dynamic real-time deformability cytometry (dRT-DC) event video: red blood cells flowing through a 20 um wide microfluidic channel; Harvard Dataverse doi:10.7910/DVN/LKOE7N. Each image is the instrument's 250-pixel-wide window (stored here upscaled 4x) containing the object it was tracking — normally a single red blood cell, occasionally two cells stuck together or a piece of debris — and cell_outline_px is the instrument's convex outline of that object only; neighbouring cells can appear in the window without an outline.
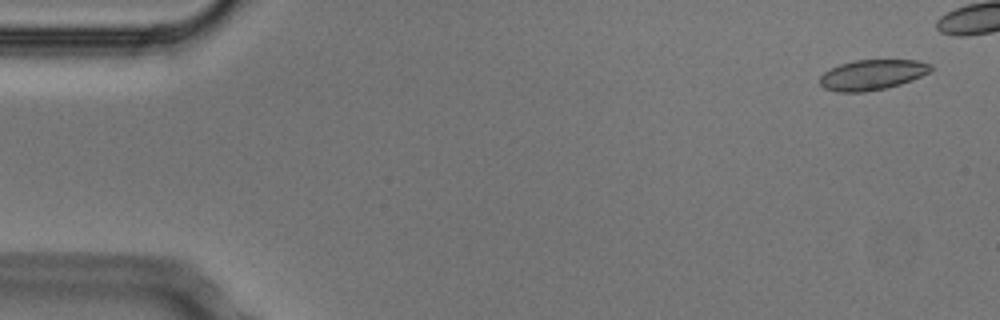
{"species": "Egyptian fruit bat (a non-hibernating species)", "species_latin": "Rousettus aegyptiacus", "temperature_condition": "cold", "stored_images_in_passage": 5, "camera_frame_rate_fps": 3000, "um_per_image_px": 0.085, "animal": {"sex": "male"}, "frame": {"image": 1, "passage_image": 1, "time_ms": 0.0, "image_size_px": [1000, 320], "cell_outline_px": [[932, 68], [928, 72], [912, 80], [900, 84], [884, 88], [864, 92], [836, 92], [824, 88], [820, 84], [820, 76], [824, 72], [840, 64], [856, 60], [916, 60], [932, 64]], "centroid_in_image_um": [74.12, 6.36], "position_along_channel_um": 10.9, "area_um2": 19.42}}